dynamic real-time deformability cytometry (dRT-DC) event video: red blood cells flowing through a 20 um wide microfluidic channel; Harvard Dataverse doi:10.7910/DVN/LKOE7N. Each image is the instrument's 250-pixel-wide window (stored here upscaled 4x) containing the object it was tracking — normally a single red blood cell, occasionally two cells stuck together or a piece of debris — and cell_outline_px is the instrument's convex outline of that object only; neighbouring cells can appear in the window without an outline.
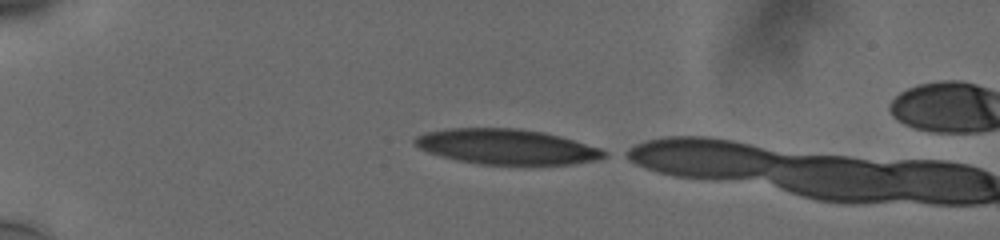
{"species": "human", "species_latin": "Homo sapiens", "temperature_condition": "cold", "stored_images_in_passage": 3, "camera_frame_rate_fps": 3000, "um_per_image_px": 0.085, "donor": {"sex": "male"}, "frame": {"image": 1, "passage_image": 1, "time_ms": 0.0, "image_size_px": [1000, 240], "cell_outline_px": [[612, 156], [604, 160], [572, 164], [480, 164], [440, 156], [416, 148], [412, 144], [412, 140], [416, 136], [424, 132], [452, 128], [516, 128], [544, 132], [600, 148], [608, 152]], "centroid_in_image_um": [43.08, 12.47], "position_along_channel_um": 41.9, "area_um2": 39.13}}